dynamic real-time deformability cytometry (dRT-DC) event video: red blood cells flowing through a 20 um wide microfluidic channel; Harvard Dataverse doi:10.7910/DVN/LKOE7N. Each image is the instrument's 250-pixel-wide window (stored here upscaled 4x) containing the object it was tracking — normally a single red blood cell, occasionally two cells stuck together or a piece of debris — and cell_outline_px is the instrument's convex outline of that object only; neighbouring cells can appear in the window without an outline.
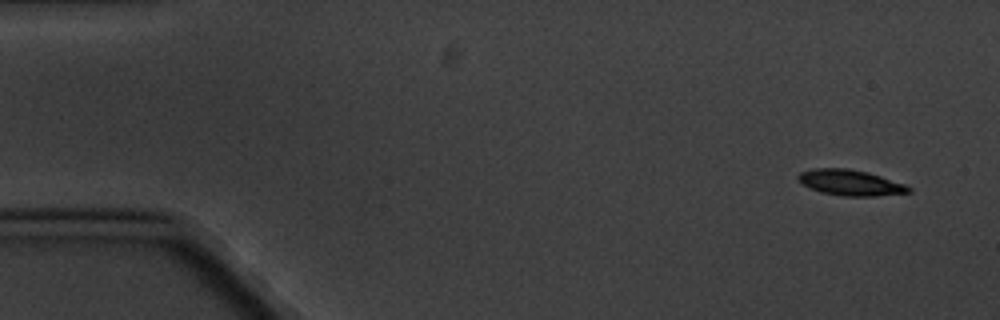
{"species": "common noctule bat (a hibernating species)", "species_latin": "Nyctalus noctula", "temperature_condition": "cold", "stored_images_in_passage": 6, "segment_of_instrument_passage": [1, 2], "camera_frame_rate_fps": 3000, "um_per_image_px": 0.085, "animal": {"sex": "male", "body_mass_g": 20.1, "forearm_length_mm": 53.5}, "frame": {"image": 1, "passage_image": 1, "time_ms": 0.0, "image_size_px": [1000, 320], "cell_outline_px": [[912, 192], [876, 196], [840, 196], [820, 192], [808, 188], [796, 180], [796, 176], [800, 172], [812, 168], [848, 168], [868, 172], [904, 184], [912, 188]], "centroid_in_image_um": [72.22, 15.52], "position_along_channel_um": 12.8, "area_um2": 16.82}}